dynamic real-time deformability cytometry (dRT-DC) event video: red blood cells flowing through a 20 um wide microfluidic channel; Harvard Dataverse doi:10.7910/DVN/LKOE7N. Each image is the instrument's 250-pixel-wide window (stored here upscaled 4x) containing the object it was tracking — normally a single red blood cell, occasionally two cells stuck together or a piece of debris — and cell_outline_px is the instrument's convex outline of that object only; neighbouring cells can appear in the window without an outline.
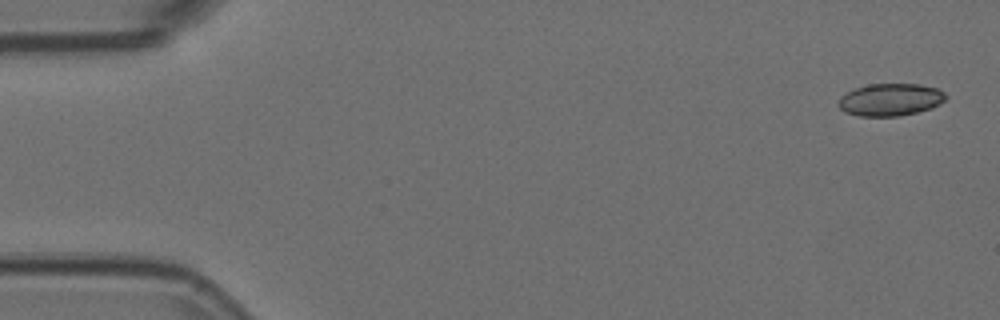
{"species": "Egyptian fruit bat (a non-hibernating species)", "species_latin": "Rousettus aegyptiacus", "temperature_condition": "room temperature", "stored_images_in_passage": 54, "camera_frame_rate_fps": 3000, "um_per_image_px": 0.085, "animal": {"sex": "female"}, "frame": {"image": 1, "passage_image": 1, "time_ms": 0.0, "image_size_px": [1000, 320], "cell_outline_px": [[948, 96], [940, 104], [932, 108], [900, 116], [860, 116], [844, 112], [836, 104], [840, 96], [856, 88], [868, 84], [920, 84], [936, 88], [944, 92]], "centroid_in_image_um": [75.67, 8.47], "position_along_channel_um": 9.3, "area_um2": 20.35}}
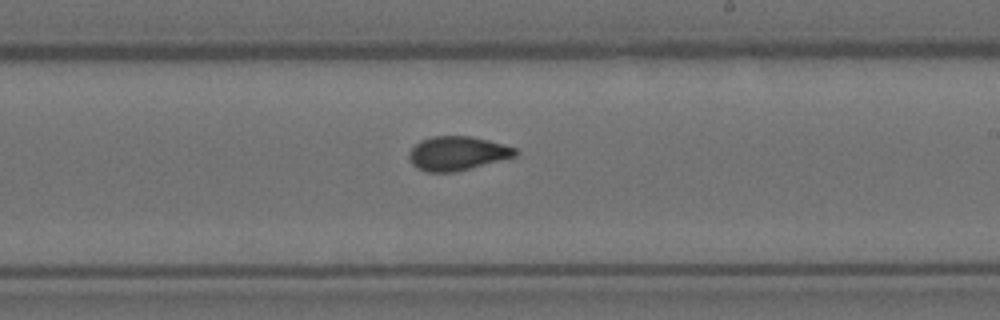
{"frame": {"image": 2, "passage_image": 31, "time_ms": 10.0, "image_size_px": [1000, 320], "cell_outline_px": [[520, 152], [516, 156], [456, 172], [424, 172], [416, 168], [408, 160], [408, 152], [420, 140], [432, 136], [472, 136], [488, 140], [516, 148]], "centroid_in_image_um": [38.84, 13.04], "position_along_channel_um": 250.2, "area_um2": 21.27}}
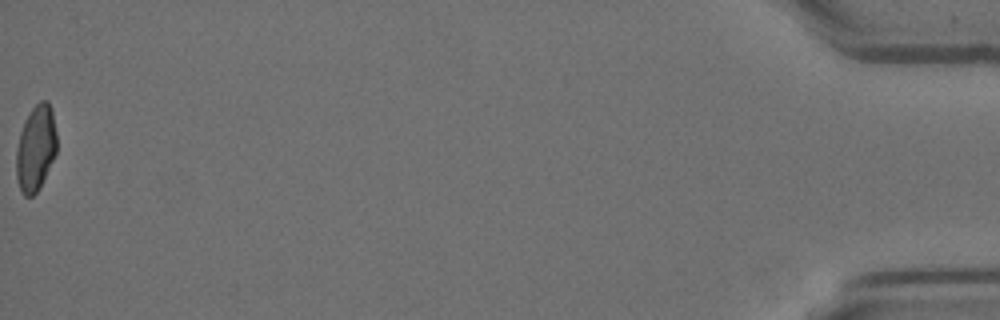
{"frame": {"image": 3, "passage_image": 54, "time_ms": 17.667, "image_size_px": [1000, 320], "cell_outline_px": [[56, 152], [36, 192], [32, 196], [24, 196], [20, 192], [16, 176], [16, 148], [20, 132], [32, 108], [40, 100], [48, 100], [52, 108], [56, 132]], "centroid_in_image_um": [3.02, 12.57], "position_along_channel_um": 432.2, "area_um2": 20.0}, "authors_computed_cell_mechanics": {"area_um2": 21.0103, "velocity_mm_per_s": 3.7277, "shape_relaxation_time_tau1_ms": 11.3057, "shape_relaxation_time_tau2_ms": 1.5004, "deformation_change_tau1": 0.235, "deformation_change_tau2": 0.0627}}